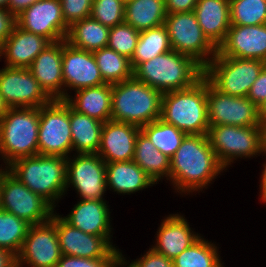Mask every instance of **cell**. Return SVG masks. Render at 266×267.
Wrapping results in <instances>:
<instances>
[{
  "mask_svg": "<svg viewBox=\"0 0 266 267\" xmlns=\"http://www.w3.org/2000/svg\"><path fill=\"white\" fill-rule=\"evenodd\" d=\"M223 170L208 135H186L170 159L169 180L177 192L190 194L207 188Z\"/></svg>",
  "mask_w": 266,
  "mask_h": 267,
  "instance_id": "1",
  "label": "cell"
},
{
  "mask_svg": "<svg viewBox=\"0 0 266 267\" xmlns=\"http://www.w3.org/2000/svg\"><path fill=\"white\" fill-rule=\"evenodd\" d=\"M160 119L186 135H208L207 79L193 86L162 94Z\"/></svg>",
  "mask_w": 266,
  "mask_h": 267,
  "instance_id": "2",
  "label": "cell"
},
{
  "mask_svg": "<svg viewBox=\"0 0 266 267\" xmlns=\"http://www.w3.org/2000/svg\"><path fill=\"white\" fill-rule=\"evenodd\" d=\"M133 76L163 94L190 88L204 76V68L192 57L170 50L141 63Z\"/></svg>",
  "mask_w": 266,
  "mask_h": 267,
  "instance_id": "3",
  "label": "cell"
},
{
  "mask_svg": "<svg viewBox=\"0 0 266 267\" xmlns=\"http://www.w3.org/2000/svg\"><path fill=\"white\" fill-rule=\"evenodd\" d=\"M5 168L54 208L66 192L67 158L51 155L21 157Z\"/></svg>",
  "mask_w": 266,
  "mask_h": 267,
  "instance_id": "4",
  "label": "cell"
},
{
  "mask_svg": "<svg viewBox=\"0 0 266 267\" xmlns=\"http://www.w3.org/2000/svg\"><path fill=\"white\" fill-rule=\"evenodd\" d=\"M162 93L134 76L112 84L111 120L143 127L161 116Z\"/></svg>",
  "mask_w": 266,
  "mask_h": 267,
  "instance_id": "5",
  "label": "cell"
},
{
  "mask_svg": "<svg viewBox=\"0 0 266 267\" xmlns=\"http://www.w3.org/2000/svg\"><path fill=\"white\" fill-rule=\"evenodd\" d=\"M39 108H9L0 120V155L10 165L38 155Z\"/></svg>",
  "mask_w": 266,
  "mask_h": 267,
  "instance_id": "6",
  "label": "cell"
},
{
  "mask_svg": "<svg viewBox=\"0 0 266 267\" xmlns=\"http://www.w3.org/2000/svg\"><path fill=\"white\" fill-rule=\"evenodd\" d=\"M266 62L255 59L225 57L218 53L204 68V77L222 93L247 97Z\"/></svg>",
  "mask_w": 266,
  "mask_h": 267,
  "instance_id": "7",
  "label": "cell"
},
{
  "mask_svg": "<svg viewBox=\"0 0 266 267\" xmlns=\"http://www.w3.org/2000/svg\"><path fill=\"white\" fill-rule=\"evenodd\" d=\"M208 138L224 169L234 162L233 159L259 156L264 147L261 126H209Z\"/></svg>",
  "mask_w": 266,
  "mask_h": 267,
  "instance_id": "8",
  "label": "cell"
},
{
  "mask_svg": "<svg viewBox=\"0 0 266 267\" xmlns=\"http://www.w3.org/2000/svg\"><path fill=\"white\" fill-rule=\"evenodd\" d=\"M0 209L25 220L30 225L51 219L54 207L32 192L6 168L0 167Z\"/></svg>",
  "mask_w": 266,
  "mask_h": 267,
  "instance_id": "9",
  "label": "cell"
},
{
  "mask_svg": "<svg viewBox=\"0 0 266 267\" xmlns=\"http://www.w3.org/2000/svg\"><path fill=\"white\" fill-rule=\"evenodd\" d=\"M71 151L70 105L51 100L39 107L38 154L68 158Z\"/></svg>",
  "mask_w": 266,
  "mask_h": 267,
  "instance_id": "10",
  "label": "cell"
},
{
  "mask_svg": "<svg viewBox=\"0 0 266 267\" xmlns=\"http://www.w3.org/2000/svg\"><path fill=\"white\" fill-rule=\"evenodd\" d=\"M164 26L171 49L192 57L203 68L217 54V48L204 35L193 11L168 14Z\"/></svg>",
  "mask_w": 266,
  "mask_h": 267,
  "instance_id": "11",
  "label": "cell"
},
{
  "mask_svg": "<svg viewBox=\"0 0 266 267\" xmlns=\"http://www.w3.org/2000/svg\"><path fill=\"white\" fill-rule=\"evenodd\" d=\"M56 232V214L50 220L30 225L21 250L17 255V267H56L61 259Z\"/></svg>",
  "mask_w": 266,
  "mask_h": 267,
  "instance_id": "12",
  "label": "cell"
},
{
  "mask_svg": "<svg viewBox=\"0 0 266 267\" xmlns=\"http://www.w3.org/2000/svg\"><path fill=\"white\" fill-rule=\"evenodd\" d=\"M207 103L209 126H261L258 107L252 101L222 93L208 80Z\"/></svg>",
  "mask_w": 266,
  "mask_h": 267,
  "instance_id": "13",
  "label": "cell"
},
{
  "mask_svg": "<svg viewBox=\"0 0 266 267\" xmlns=\"http://www.w3.org/2000/svg\"><path fill=\"white\" fill-rule=\"evenodd\" d=\"M67 158L66 189L70 184L82 199L99 200L107 190L106 163L97 153Z\"/></svg>",
  "mask_w": 266,
  "mask_h": 267,
  "instance_id": "14",
  "label": "cell"
},
{
  "mask_svg": "<svg viewBox=\"0 0 266 267\" xmlns=\"http://www.w3.org/2000/svg\"><path fill=\"white\" fill-rule=\"evenodd\" d=\"M56 232L62 255L101 259L118 258L119 249L110 242L111 236H96L84 233L56 215Z\"/></svg>",
  "mask_w": 266,
  "mask_h": 267,
  "instance_id": "15",
  "label": "cell"
},
{
  "mask_svg": "<svg viewBox=\"0 0 266 267\" xmlns=\"http://www.w3.org/2000/svg\"><path fill=\"white\" fill-rule=\"evenodd\" d=\"M0 94L9 108H39L51 101L25 68L5 66L0 69Z\"/></svg>",
  "mask_w": 266,
  "mask_h": 267,
  "instance_id": "16",
  "label": "cell"
},
{
  "mask_svg": "<svg viewBox=\"0 0 266 267\" xmlns=\"http://www.w3.org/2000/svg\"><path fill=\"white\" fill-rule=\"evenodd\" d=\"M16 25L47 38L51 43L66 39L69 31L60 0H38L16 17Z\"/></svg>",
  "mask_w": 266,
  "mask_h": 267,
  "instance_id": "17",
  "label": "cell"
},
{
  "mask_svg": "<svg viewBox=\"0 0 266 267\" xmlns=\"http://www.w3.org/2000/svg\"><path fill=\"white\" fill-rule=\"evenodd\" d=\"M62 72L64 81V100L69 96L67 91H75L104 84L93 52L77 49L66 39L62 48ZM66 91V93H65Z\"/></svg>",
  "mask_w": 266,
  "mask_h": 267,
  "instance_id": "18",
  "label": "cell"
},
{
  "mask_svg": "<svg viewBox=\"0 0 266 267\" xmlns=\"http://www.w3.org/2000/svg\"><path fill=\"white\" fill-rule=\"evenodd\" d=\"M217 53L225 57L255 59L266 62V24L231 25Z\"/></svg>",
  "mask_w": 266,
  "mask_h": 267,
  "instance_id": "19",
  "label": "cell"
},
{
  "mask_svg": "<svg viewBox=\"0 0 266 267\" xmlns=\"http://www.w3.org/2000/svg\"><path fill=\"white\" fill-rule=\"evenodd\" d=\"M140 127L113 120L103 124L97 154L105 161L126 162L134 159Z\"/></svg>",
  "mask_w": 266,
  "mask_h": 267,
  "instance_id": "20",
  "label": "cell"
},
{
  "mask_svg": "<svg viewBox=\"0 0 266 267\" xmlns=\"http://www.w3.org/2000/svg\"><path fill=\"white\" fill-rule=\"evenodd\" d=\"M62 48L63 40L50 43L28 68L51 100H64Z\"/></svg>",
  "mask_w": 266,
  "mask_h": 267,
  "instance_id": "21",
  "label": "cell"
},
{
  "mask_svg": "<svg viewBox=\"0 0 266 267\" xmlns=\"http://www.w3.org/2000/svg\"><path fill=\"white\" fill-rule=\"evenodd\" d=\"M51 42L40 35L22 30L17 25L0 47V57L4 56L6 66L28 69L35 58Z\"/></svg>",
  "mask_w": 266,
  "mask_h": 267,
  "instance_id": "22",
  "label": "cell"
},
{
  "mask_svg": "<svg viewBox=\"0 0 266 267\" xmlns=\"http://www.w3.org/2000/svg\"><path fill=\"white\" fill-rule=\"evenodd\" d=\"M152 249L173 260L201 236L193 232L184 216L173 214L163 219Z\"/></svg>",
  "mask_w": 266,
  "mask_h": 267,
  "instance_id": "23",
  "label": "cell"
},
{
  "mask_svg": "<svg viewBox=\"0 0 266 267\" xmlns=\"http://www.w3.org/2000/svg\"><path fill=\"white\" fill-rule=\"evenodd\" d=\"M70 214L62 217L67 223L84 233L112 236L109 207L104 199H80Z\"/></svg>",
  "mask_w": 266,
  "mask_h": 267,
  "instance_id": "24",
  "label": "cell"
},
{
  "mask_svg": "<svg viewBox=\"0 0 266 267\" xmlns=\"http://www.w3.org/2000/svg\"><path fill=\"white\" fill-rule=\"evenodd\" d=\"M193 12L204 35L218 49L231 26L229 0H198Z\"/></svg>",
  "mask_w": 266,
  "mask_h": 267,
  "instance_id": "25",
  "label": "cell"
},
{
  "mask_svg": "<svg viewBox=\"0 0 266 267\" xmlns=\"http://www.w3.org/2000/svg\"><path fill=\"white\" fill-rule=\"evenodd\" d=\"M154 184L153 179L133 160L106 163V187L113 192L131 194Z\"/></svg>",
  "mask_w": 266,
  "mask_h": 267,
  "instance_id": "26",
  "label": "cell"
},
{
  "mask_svg": "<svg viewBox=\"0 0 266 267\" xmlns=\"http://www.w3.org/2000/svg\"><path fill=\"white\" fill-rule=\"evenodd\" d=\"M75 93L74 99L70 95L65 99L74 110L103 123L111 120V84L84 88Z\"/></svg>",
  "mask_w": 266,
  "mask_h": 267,
  "instance_id": "27",
  "label": "cell"
},
{
  "mask_svg": "<svg viewBox=\"0 0 266 267\" xmlns=\"http://www.w3.org/2000/svg\"><path fill=\"white\" fill-rule=\"evenodd\" d=\"M103 122L74 110L70 106V128L76 154L97 153Z\"/></svg>",
  "mask_w": 266,
  "mask_h": 267,
  "instance_id": "28",
  "label": "cell"
},
{
  "mask_svg": "<svg viewBox=\"0 0 266 267\" xmlns=\"http://www.w3.org/2000/svg\"><path fill=\"white\" fill-rule=\"evenodd\" d=\"M109 30V27L90 16L69 27L66 41L77 49L94 52L107 47Z\"/></svg>",
  "mask_w": 266,
  "mask_h": 267,
  "instance_id": "29",
  "label": "cell"
},
{
  "mask_svg": "<svg viewBox=\"0 0 266 267\" xmlns=\"http://www.w3.org/2000/svg\"><path fill=\"white\" fill-rule=\"evenodd\" d=\"M165 0H129L125 2L124 22L138 31L164 24Z\"/></svg>",
  "mask_w": 266,
  "mask_h": 267,
  "instance_id": "30",
  "label": "cell"
},
{
  "mask_svg": "<svg viewBox=\"0 0 266 267\" xmlns=\"http://www.w3.org/2000/svg\"><path fill=\"white\" fill-rule=\"evenodd\" d=\"M133 161L146 172L153 181L157 182L163 177L169 180L170 158L160 152L140 130L136 139Z\"/></svg>",
  "mask_w": 266,
  "mask_h": 267,
  "instance_id": "31",
  "label": "cell"
},
{
  "mask_svg": "<svg viewBox=\"0 0 266 267\" xmlns=\"http://www.w3.org/2000/svg\"><path fill=\"white\" fill-rule=\"evenodd\" d=\"M169 35L163 25L140 31L136 48L130 59L133 71L143 62L169 52Z\"/></svg>",
  "mask_w": 266,
  "mask_h": 267,
  "instance_id": "32",
  "label": "cell"
},
{
  "mask_svg": "<svg viewBox=\"0 0 266 267\" xmlns=\"http://www.w3.org/2000/svg\"><path fill=\"white\" fill-rule=\"evenodd\" d=\"M105 83L116 84L133 77L130 59L105 47L93 52Z\"/></svg>",
  "mask_w": 266,
  "mask_h": 267,
  "instance_id": "33",
  "label": "cell"
},
{
  "mask_svg": "<svg viewBox=\"0 0 266 267\" xmlns=\"http://www.w3.org/2000/svg\"><path fill=\"white\" fill-rule=\"evenodd\" d=\"M140 130L152 144L168 158H172L186 134L160 118L141 127Z\"/></svg>",
  "mask_w": 266,
  "mask_h": 267,
  "instance_id": "34",
  "label": "cell"
},
{
  "mask_svg": "<svg viewBox=\"0 0 266 267\" xmlns=\"http://www.w3.org/2000/svg\"><path fill=\"white\" fill-rule=\"evenodd\" d=\"M218 254L215 244L200 237L173 259V267H224Z\"/></svg>",
  "mask_w": 266,
  "mask_h": 267,
  "instance_id": "35",
  "label": "cell"
},
{
  "mask_svg": "<svg viewBox=\"0 0 266 267\" xmlns=\"http://www.w3.org/2000/svg\"><path fill=\"white\" fill-rule=\"evenodd\" d=\"M30 224L10 212L0 209V248L16 256L26 238Z\"/></svg>",
  "mask_w": 266,
  "mask_h": 267,
  "instance_id": "36",
  "label": "cell"
},
{
  "mask_svg": "<svg viewBox=\"0 0 266 267\" xmlns=\"http://www.w3.org/2000/svg\"><path fill=\"white\" fill-rule=\"evenodd\" d=\"M231 25L266 24V0H229Z\"/></svg>",
  "mask_w": 266,
  "mask_h": 267,
  "instance_id": "37",
  "label": "cell"
},
{
  "mask_svg": "<svg viewBox=\"0 0 266 267\" xmlns=\"http://www.w3.org/2000/svg\"><path fill=\"white\" fill-rule=\"evenodd\" d=\"M139 34L140 31L125 22L116 25L109 30L107 47L131 59L137 45Z\"/></svg>",
  "mask_w": 266,
  "mask_h": 267,
  "instance_id": "38",
  "label": "cell"
},
{
  "mask_svg": "<svg viewBox=\"0 0 266 267\" xmlns=\"http://www.w3.org/2000/svg\"><path fill=\"white\" fill-rule=\"evenodd\" d=\"M91 17L109 28L124 23L125 2L123 0H93Z\"/></svg>",
  "mask_w": 266,
  "mask_h": 267,
  "instance_id": "39",
  "label": "cell"
},
{
  "mask_svg": "<svg viewBox=\"0 0 266 267\" xmlns=\"http://www.w3.org/2000/svg\"><path fill=\"white\" fill-rule=\"evenodd\" d=\"M62 15L70 27L74 22L91 16L93 0H60Z\"/></svg>",
  "mask_w": 266,
  "mask_h": 267,
  "instance_id": "40",
  "label": "cell"
},
{
  "mask_svg": "<svg viewBox=\"0 0 266 267\" xmlns=\"http://www.w3.org/2000/svg\"><path fill=\"white\" fill-rule=\"evenodd\" d=\"M116 258L89 259L62 255L56 267H111Z\"/></svg>",
  "mask_w": 266,
  "mask_h": 267,
  "instance_id": "41",
  "label": "cell"
},
{
  "mask_svg": "<svg viewBox=\"0 0 266 267\" xmlns=\"http://www.w3.org/2000/svg\"><path fill=\"white\" fill-rule=\"evenodd\" d=\"M127 264L131 267H173V260L149 248L145 255Z\"/></svg>",
  "mask_w": 266,
  "mask_h": 267,
  "instance_id": "42",
  "label": "cell"
},
{
  "mask_svg": "<svg viewBox=\"0 0 266 267\" xmlns=\"http://www.w3.org/2000/svg\"><path fill=\"white\" fill-rule=\"evenodd\" d=\"M247 98L257 107L266 101V66L260 72L256 81L252 84Z\"/></svg>",
  "mask_w": 266,
  "mask_h": 267,
  "instance_id": "43",
  "label": "cell"
},
{
  "mask_svg": "<svg viewBox=\"0 0 266 267\" xmlns=\"http://www.w3.org/2000/svg\"><path fill=\"white\" fill-rule=\"evenodd\" d=\"M16 25V17L8 10L0 8V47L11 35Z\"/></svg>",
  "mask_w": 266,
  "mask_h": 267,
  "instance_id": "44",
  "label": "cell"
},
{
  "mask_svg": "<svg viewBox=\"0 0 266 267\" xmlns=\"http://www.w3.org/2000/svg\"><path fill=\"white\" fill-rule=\"evenodd\" d=\"M198 0H165L166 13L192 12Z\"/></svg>",
  "mask_w": 266,
  "mask_h": 267,
  "instance_id": "45",
  "label": "cell"
},
{
  "mask_svg": "<svg viewBox=\"0 0 266 267\" xmlns=\"http://www.w3.org/2000/svg\"><path fill=\"white\" fill-rule=\"evenodd\" d=\"M38 0H9L8 10L17 17Z\"/></svg>",
  "mask_w": 266,
  "mask_h": 267,
  "instance_id": "46",
  "label": "cell"
},
{
  "mask_svg": "<svg viewBox=\"0 0 266 267\" xmlns=\"http://www.w3.org/2000/svg\"><path fill=\"white\" fill-rule=\"evenodd\" d=\"M0 267H17V256L4 248H0Z\"/></svg>",
  "mask_w": 266,
  "mask_h": 267,
  "instance_id": "47",
  "label": "cell"
},
{
  "mask_svg": "<svg viewBox=\"0 0 266 267\" xmlns=\"http://www.w3.org/2000/svg\"><path fill=\"white\" fill-rule=\"evenodd\" d=\"M263 154H266V149L263 147L262 152ZM263 171L261 175V183H260V188H261V200L265 203L266 202V163L263 164Z\"/></svg>",
  "mask_w": 266,
  "mask_h": 267,
  "instance_id": "48",
  "label": "cell"
},
{
  "mask_svg": "<svg viewBox=\"0 0 266 267\" xmlns=\"http://www.w3.org/2000/svg\"><path fill=\"white\" fill-rule=\"evenodd\" d=\"M259 122L262 128L266 127V101L259 107Z\"/></svg>",
  "mask_w": 266,
  "mask_h": 267,
  "instance_id": "49",
  "label": "cell"
},
{
  "mask_svg": "<svg viewBox=\"0 0 266 267\" xmlns=\"http://www.w3.org/2000/svg\"><path fill=\"white\" fill-rule=\"evenodd\" d=\"M127 260L125 261V257H123L122 253L120 252V255L116 260L112 263L111 267H126ZM127 267H131L130 265Z\"/></svg>",
  "mask_w": 266,
  "mask_h": 267,
  "instance_id": "50",
  "label": "cell"
},
{
  "mask_svg": "<svg viewBox=\"0 0 266 267\" xmlns=\"http://www.w3.org/2000/svg\"><path fill=\"white\" fill-rule=\"evenodd\" d=\"M8 109H9V106L5 103L2 95L0 94V120L7 113Z\"/></svg>",
  "mask_w": 266,
  "mask_h": 267,
  "instance_id": "51",
  "label": "cell"
},
{
  "mask_svg": "<svg viewBox=\"0 0 266 267\" xmlns=\"http://www.w3.org/2000/svg\"><path fill=\"white\" fill-rule=\"evenodd\" d=\"M9 0H0V8L8 9Z\"/></svg>",
  "mask_w": 266,
  "mask_h": 267,
  "instance_id": "52",
  "label": "cell"
},
{
  "mask_svg": "<svg viewBox=\"0 0 266 267\" xmlns=\"http://www.w3.org/2000/svg\"><path fill=\"white\" fill-rule=\"evenodd\" d=\"M263 141H264V148L266 149V127L263 128Z\"/></svg>",
  "mask_w": 266,
  "mask_h": 267,
  "instance_id": "53",
  "label": "cell"
}]
</instances>
